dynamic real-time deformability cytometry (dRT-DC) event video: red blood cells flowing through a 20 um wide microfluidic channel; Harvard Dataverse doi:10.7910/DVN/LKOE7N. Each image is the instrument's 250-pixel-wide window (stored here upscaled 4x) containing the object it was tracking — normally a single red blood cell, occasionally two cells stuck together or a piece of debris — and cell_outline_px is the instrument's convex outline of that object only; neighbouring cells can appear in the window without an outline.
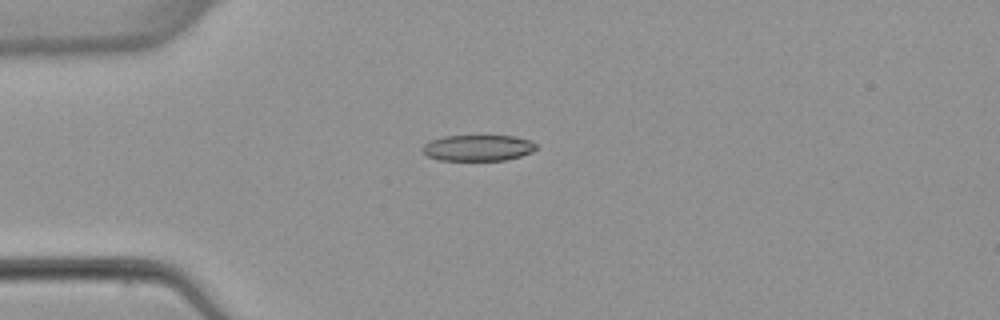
{"species": "common noctule bat (a hibernating species)", "species_latin": "Nyctalus noctula", "temperature_condition": "warm", "stored_images_in_passage": 7, "camera_frame_rate_fps": 3000, "um_per_image_px": 0.085, "animal": {"sex": "female", "body_mass_g": 22.7, "forearm_length_mm": 54.2}, "frame": {"image": 1, "passage_image": 4, "time_ms": 3.667, "image_size_px": [1000, 320], "cell_outline_px": [[536, 148], [532, 152], [520, 156], [504, 160], [440, 160], [428, 156], [420, 148], [424, 144], [432, 140], [444, 136], [516, 136], [532, 140], [536, 144]], "centroid_in_image_um": [40.65, 12.56], "position_along_channel_um": 44.4, "area_um2": 17.22}}
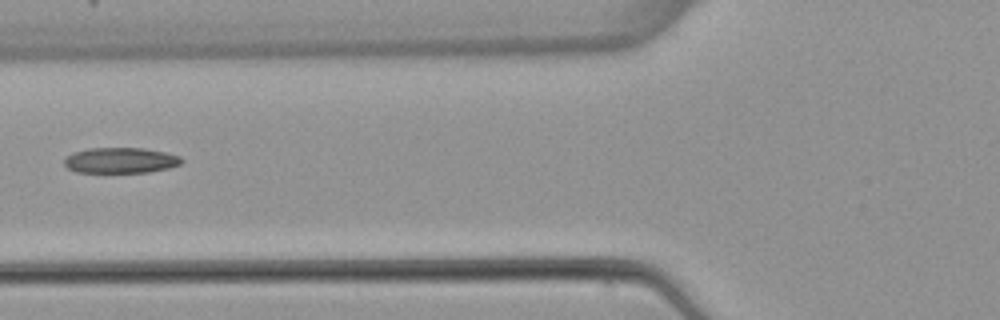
{"frame": {"image": 2, "passage_image": 6, "time_ms": 6.0, "image_size_px": [1000, 320], "cell_outline_px": [[184, 160], [180, 164], [168, 168], [148, 172], [76, 172], [68, 168], [64, 164], [64, 156], [72, 152], [88, 148], [144, 148], [164, 152], [180, 156]], "centroid_in_image_um": [10.21, 13.62], "position_along_channel_um": 115.6, "area_um2": 17.57}}
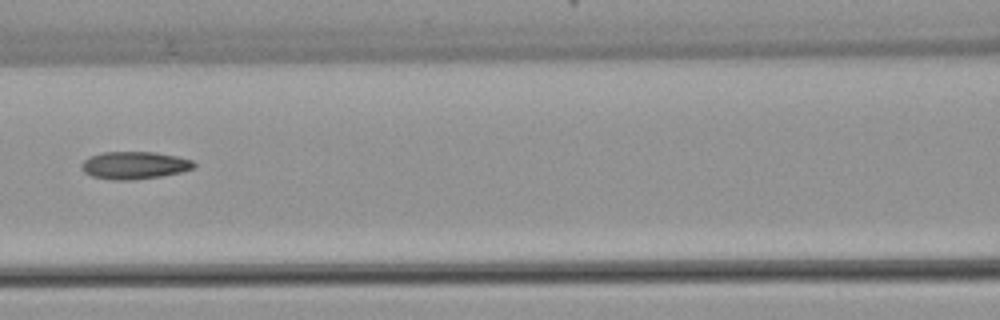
{"frame": {"image": 3, "passage_image": 7, "time_ms": 7.0, "image_size_px": [1000, 320], "cell_outline_px": [[196, 168], [180, 172], [160, 176], [132, 180], [112, 180], [92, 176], [84, 172], [80, 168], [80, 164], [84, 160], [92, 156], [104, 152], [156, 152], [176, 156], [192, 160], [196, 164]], "centroid_in_image_um": [11.43, 14.05], "position_along_channel_um": 155.2, "area_um2": 18.03}}